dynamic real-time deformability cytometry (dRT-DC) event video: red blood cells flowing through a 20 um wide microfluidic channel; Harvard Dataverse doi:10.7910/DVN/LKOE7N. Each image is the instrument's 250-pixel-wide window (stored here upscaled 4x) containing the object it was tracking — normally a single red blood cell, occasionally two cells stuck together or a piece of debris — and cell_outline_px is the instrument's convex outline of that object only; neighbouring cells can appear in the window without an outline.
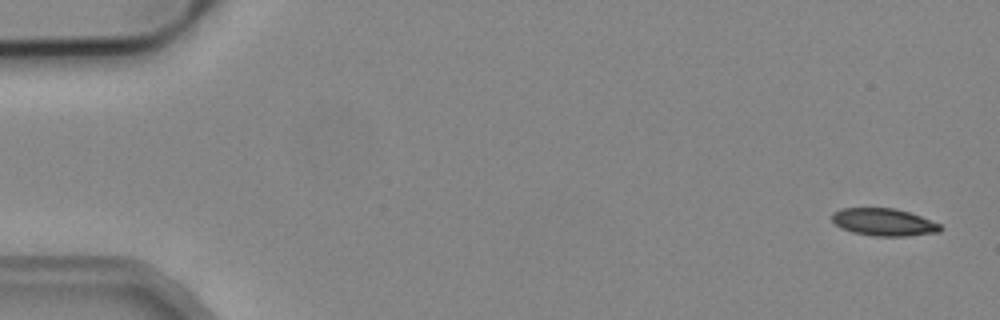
{"species": "common noctule bat (a hibernating species)", "species_latin": "Nyctalus noctula", "temperature_condition": "cold", "stored_images_in_passage": 2, "camera_frame_rate_fps": 3000, "um_per_image_px": 0.085, "animal": {"sex": "male", "body_mass_g": 19.2, "forearm_length_mm": 51.8}, "frame": {"image": 1, "passage_image": 2, "time_ms": 0.333, "image_size_px": [1000, 320], "cell_outline_px": [[944, 228], [940, 232], [908, 236], [872, 236], [852, 232], [840, 228], [832, 220], [832, 212], [840, 208], [896, 208], [920, 216], [940, 224]], "centroid_in_image_um": [75.12, 18.88], "position_along_channel_um": 9.9, "area_um2": 17.46}}